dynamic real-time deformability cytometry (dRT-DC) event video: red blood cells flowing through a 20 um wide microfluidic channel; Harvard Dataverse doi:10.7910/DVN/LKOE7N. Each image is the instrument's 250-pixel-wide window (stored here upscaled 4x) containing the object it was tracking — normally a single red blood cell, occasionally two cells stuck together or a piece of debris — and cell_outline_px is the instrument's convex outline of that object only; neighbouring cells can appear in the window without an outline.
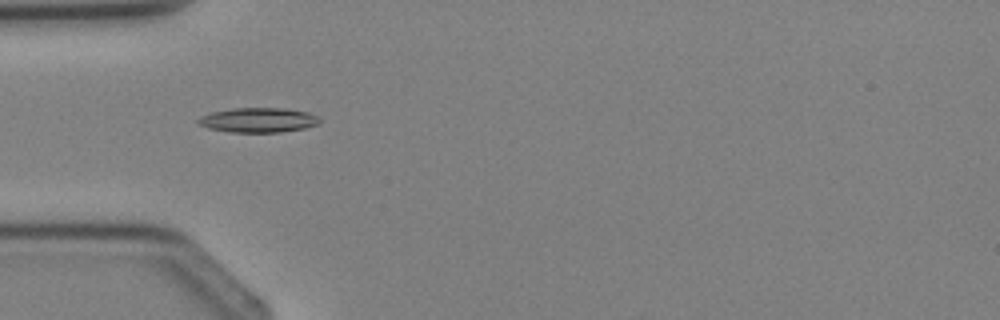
{"species": "Egyptian fruit bat (a non-hibernating species)", "species_latin": "Rousettus aegyptiacus", "temperature_condition": "cold", "stored_images_in_passage": 4, "camera_frame_rate_fps": 3000, "um_per_image_px": 0.085, "animal": {"sex": "female"}, "frame": {"image": 1, "passage_image": 4, "time_ms": 3.667, "image_size_px": [1000, 320], "cell_outline_px": [[320, 124], [304, 128], [280, 132], [228, 132], [208, 128], [196, 124], [196, 120], [200, 116], [212, 112], [232, 108], [284, 108], [308, 112], [320, 116]], "centroid_in_image_um": [21.94, 10.2], "position_along_channel_um": 63.1, "area_um2": 17.69}}